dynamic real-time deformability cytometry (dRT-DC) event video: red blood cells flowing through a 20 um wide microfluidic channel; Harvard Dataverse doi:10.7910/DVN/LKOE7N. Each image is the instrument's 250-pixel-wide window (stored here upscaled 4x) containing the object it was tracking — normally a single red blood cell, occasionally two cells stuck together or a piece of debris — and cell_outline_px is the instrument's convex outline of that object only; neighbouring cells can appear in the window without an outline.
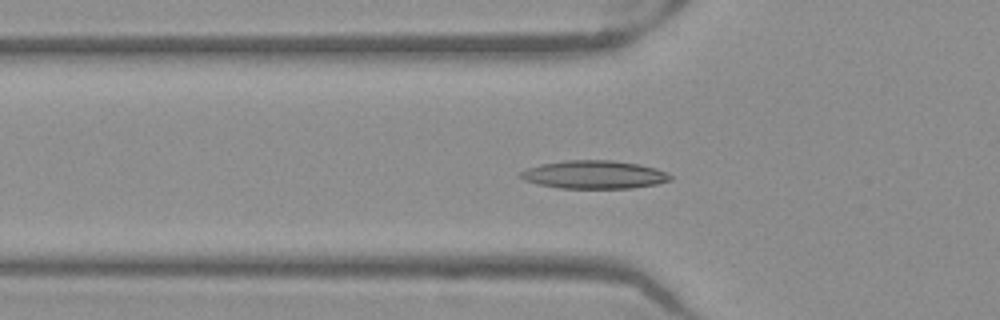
{"species": "Egyptian fruit bat (a non-hibernating species)", "species_latin": "Rousettus aegyptiacus", "temperature_condition": "warm", "stored_images_in_passage": 52, "camera_frame_rate_fps": 3000, "um_per_image_px": 0.085, "frame": {"image": 1, "passage_image": 18, "time_ms": 5.667, "image_size_px": [1000, 320], "cell_outline_px": [[672, 180], [656, 184], [632, 188], [560, 188], [540, 184], [524, 180], [516, 176], [520, 172], [528, 168], [540, 164], [564, 160], [612, 160], [640, 164], [656, 168], [668, 172], [672, 176]], "centroid_in_image_um": [50.52, 14.83], "position_along_channel_um": 75.3, "area_um2": 24.74}}
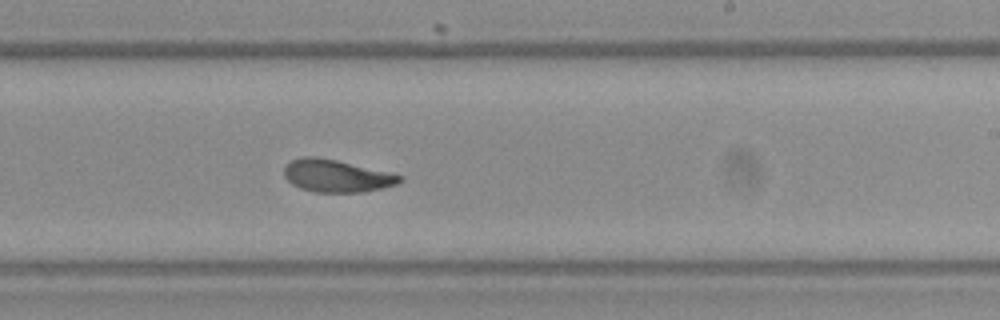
{"frame": {"image": 2, "passage_image": 32, "time_ms": 10.333, "image_size_px": [1000, 320], "cell_outline_px": [[404, 180], [396, 184], [364, 192], [316, 192], [300, 188], [292, 184], [284, 176], [284, 168], [292, 160], [304, 156], [316, 156], [336, 160], [388, 172], [404, 176]], "centroid_in_image_um": [28.6, 14.95], "position_along_channel_um": 260.4, "area_um2": 21.68}}
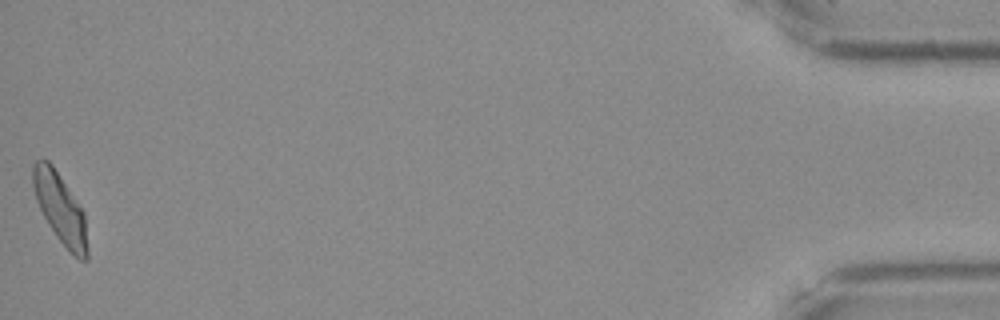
{"frame": {"image": 3, "passage_image": 52, "time_ms": 17.0, "image_size_px": [1000, 320], "cell_outline_px": [[88, 260], [80, 260], [56, 236], [48, 224], [36, 200], [32, 184], [32, 164], [36, 160], [48, 160], [52, 164], [84, 212], [88, 248]], "centroid_in_image_um": [5.11, 17.7], "position_along_channel_um": 430.1, "area_um2": 21.91}, "authors_computed_cell_mechanics": {"area_um2": 22.542, "velocity_mm_per_s": 3.9557, "shape_relaxation_time_tau1_ms": null, "shape_relaxation_time_tau2_ms": 2.9493, "deformation_change_tau1": null, "deformation_change_tau2": 0.0855}}